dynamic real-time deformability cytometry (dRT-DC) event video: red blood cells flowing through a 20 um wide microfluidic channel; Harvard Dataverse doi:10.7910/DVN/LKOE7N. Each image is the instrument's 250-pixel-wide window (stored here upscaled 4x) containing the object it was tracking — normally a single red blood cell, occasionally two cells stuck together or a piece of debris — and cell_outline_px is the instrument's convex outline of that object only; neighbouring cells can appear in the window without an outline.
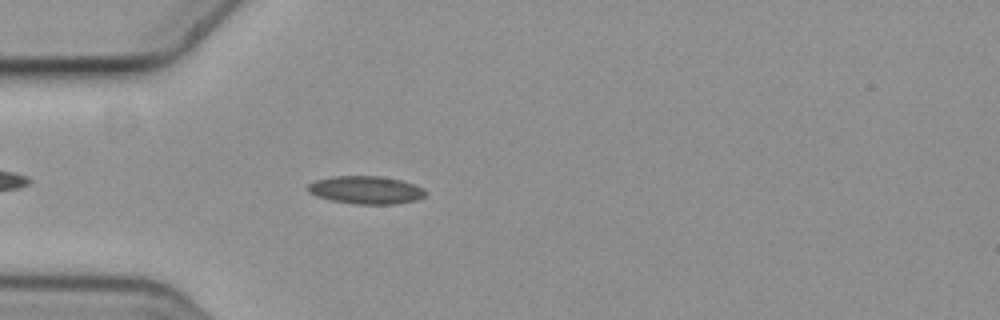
{"species": "common noctule bat (a hibernating species)", "species_latin": "Nyctalus noctula", "temperature_condition": "cold", "stored_images_in_passage": 1, "camera_frame_rate_fps": 3000, "um_per_image_px": 0.085, "animal": {"sex": "female", "body_mass_g": 19.3, "forearm_length_mm": 54.1}, "frame": {"image": 1, "passage_image": 1, "time_ms": 0.0, "image_size_px": [1000, 320], "cell_outline_px": [[428, 192], [424, 196], [416, 200], [396, 204], [352, 204], [332, 200], [316, 196], [308, 192], [308, 184], [316, 180], [336, 176], [380, 176], [400, 180], [424, 188]], "centroid_in_image_um": [31.12, 16.15], "position_along_channel_um": 53.9, "area_um2": 19.07}}